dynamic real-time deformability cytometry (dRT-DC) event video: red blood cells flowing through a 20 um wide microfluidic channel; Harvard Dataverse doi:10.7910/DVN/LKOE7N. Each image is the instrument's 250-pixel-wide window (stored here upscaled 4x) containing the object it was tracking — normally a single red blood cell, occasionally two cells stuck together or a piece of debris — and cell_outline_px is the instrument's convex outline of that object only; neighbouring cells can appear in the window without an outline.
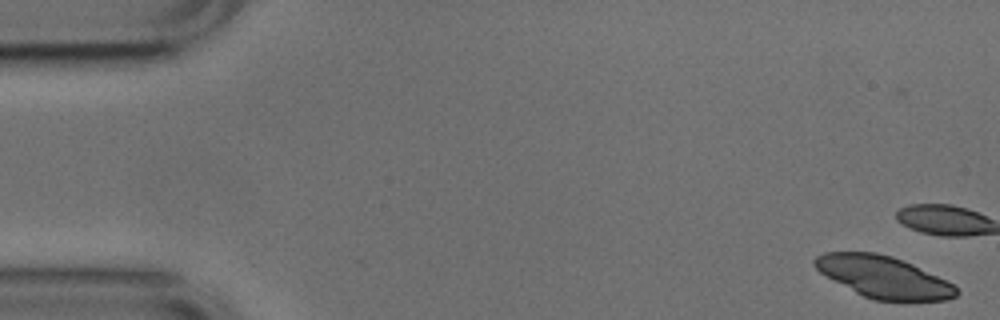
{"species": "common noctule bat (a hibernating species)", "species_latin": "Nyctalus noctula", "temperature_condition": "cold", "stored_images_in_passage": 9, "camera_frame_rate_fps": 3000, "um_per_image_px": 0.085, "animal": {"sex": "male", "body_mass_g": 17.9, "forearm_length_mm": 54.2}, "frame": {"image": 1, "passage_image": 1, "time_ms": 0.0, "image_size_px": [1000, 320], "cell_outline_px": [[960, 292], [956, 296], [944, 300], [872, 300], [856, 292], [820, 272], [812, 264], [812, 260], [816, 256], [824, 252], [876, 252], [892, 256], [912, 264], [952, 284]], "centroid_in_image_um": [75.06, 23.53], "position_along_channel_um": 9.9, "area_um2": 33.87}}